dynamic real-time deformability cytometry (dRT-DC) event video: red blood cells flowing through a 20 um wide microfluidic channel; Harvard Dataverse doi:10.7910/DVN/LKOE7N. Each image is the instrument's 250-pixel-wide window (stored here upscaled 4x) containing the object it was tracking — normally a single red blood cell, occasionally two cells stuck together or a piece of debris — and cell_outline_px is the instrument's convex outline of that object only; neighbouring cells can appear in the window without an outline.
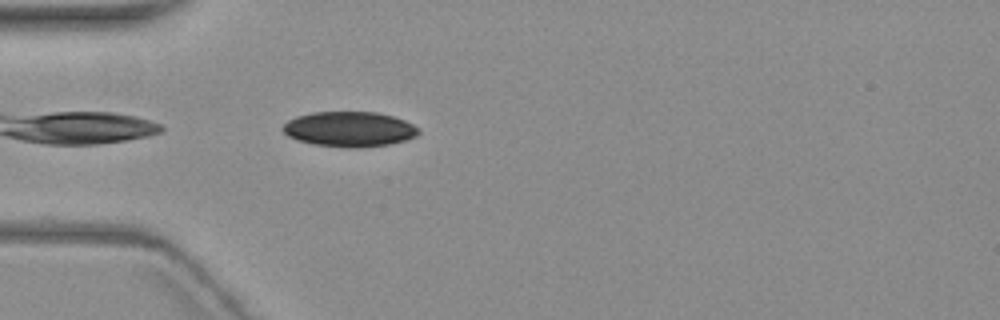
{"species": "common noctule bat (a hibernating species)", "species_latin": "Nyctalus noctula", "temperature_condition": "warm", "stored_images_in_passage": 2, "camera_frame_rate_fps": 3000, "um_per_image_px": 0.085, "animal": {"sex": "female", "body_mass_g": 19.3, "forearm_length_mm": 54.1}, "frame": {"image": 1, "passage_image": 2, "time_ms": 1.333, "image_size_px": [1000, 320], "cell_outline_px": [[420, 132], [416, 136], [404, 140], [388, 144], [356, 148], [312, 144], [288, 136], [280, 128], [288, 120], [296, 116], [312, 112], [376, 112], [392, 116], [404, 120], [412, 124]], "centroid_in_image_um": [29.66, 10.97], "position_along_channel_um": 55.3, "area_um2": 27.51}}